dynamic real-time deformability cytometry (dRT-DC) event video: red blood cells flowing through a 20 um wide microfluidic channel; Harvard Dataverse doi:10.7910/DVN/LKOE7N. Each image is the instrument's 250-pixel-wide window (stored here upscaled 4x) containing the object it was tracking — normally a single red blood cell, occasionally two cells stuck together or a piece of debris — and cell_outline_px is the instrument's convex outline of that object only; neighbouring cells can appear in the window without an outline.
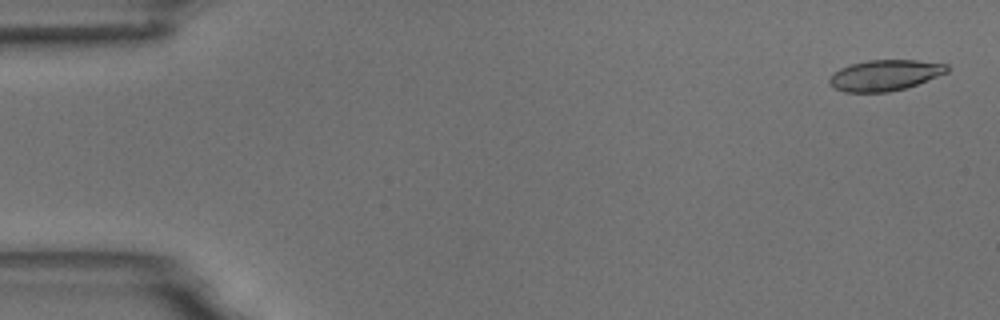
{"species": "common noctule bat (a hibernating species)", "species_latin": "Nyctalus noctula", "temperature_condition": "room temperature", "stored_images_in_passage": 5, "camera_frame_rate_fps": 3000, "um_per_image_px": 0.085, "animal": {"sex": "male", "body_mass_g": 18.8}, "frame": {"image": 1, "passage_image": 1, "time_ms": 0.0, "image_size_px": [1000, 320], "cell_outline_px": [[948, 72], [916, 84], [904, 88], [888, 92], [844, 92], [828, 84], [828, 80], [832, 72], [840, 68], [852, 64], [868, 60], [916, 60], [948, 64]], "centroid_in_image_um": [75.18, 6.39], "position_along_channel_um": 9.8, "area_um2": 21.04}}
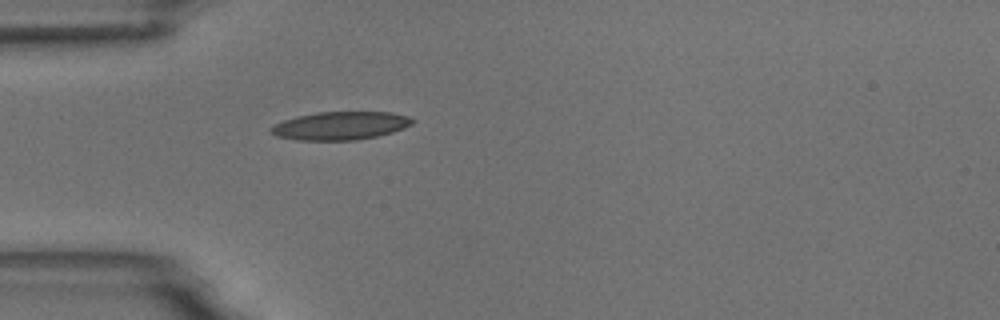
{"frame": {"image": 2, "passage_image": 5, "time_ms": 4.667, "image_size_px": [1000, 320], "cell_outline_px": [[416, 120], [412, 124], [404, 128], [392, 132], [376, 136], [356, 140], [296, 140], [276, 136], [268, 132], [268, 128], [284, 120], [296, 116], [316, 112], [392, 112], [408, 116]], "centroid_in_image_um": [28.91, 10.68], "position_along_channel_um": 56.1, "area_um2": 23.35}}